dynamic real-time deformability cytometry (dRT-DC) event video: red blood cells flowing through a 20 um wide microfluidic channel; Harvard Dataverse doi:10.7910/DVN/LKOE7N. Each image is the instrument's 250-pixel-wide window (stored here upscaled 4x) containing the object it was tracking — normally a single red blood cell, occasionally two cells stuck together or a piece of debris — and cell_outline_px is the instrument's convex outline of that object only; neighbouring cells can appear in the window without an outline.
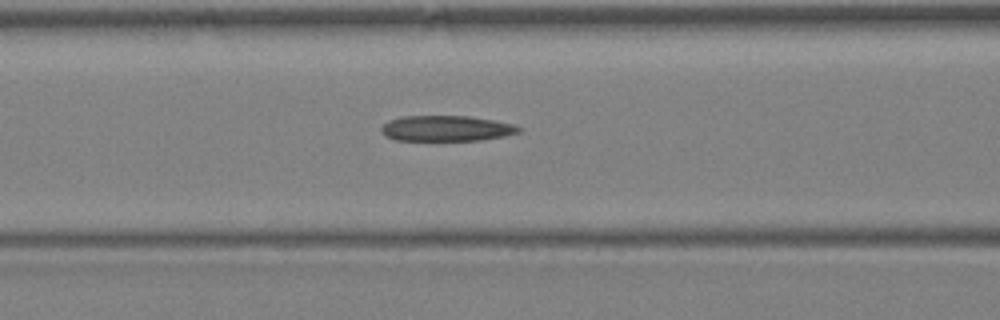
{"species": "Egyptian fruit bat (a non-hibernating species)", "species_latin": "Rousettus aegyptiacus", "temperature_condition": "warm", "stored_images_in_passage": 6, "segment_of_instrument_passage": [1, 2], "camera_frame_rate_fps": 3000, "um_per_image_px": 0.085, "animal": {"sex": "female"}, "frame": {"image": 1, "passage_image": 5, "time_ms": 5.0, "image_size_px": [1000, 320], "cell_outline_px": [[524, 128], [520, 132], [504, 136], [480, 140], [396, 140], [384, 136], [380, 132], [380, 128], [388, 120], [400, 116], [468, 116], [496, 120], [512, 124]], "centroid_in_image_um": [37.92, 10.91], "position_along_channel_um": 128.7, "area_um2": 20.69}}